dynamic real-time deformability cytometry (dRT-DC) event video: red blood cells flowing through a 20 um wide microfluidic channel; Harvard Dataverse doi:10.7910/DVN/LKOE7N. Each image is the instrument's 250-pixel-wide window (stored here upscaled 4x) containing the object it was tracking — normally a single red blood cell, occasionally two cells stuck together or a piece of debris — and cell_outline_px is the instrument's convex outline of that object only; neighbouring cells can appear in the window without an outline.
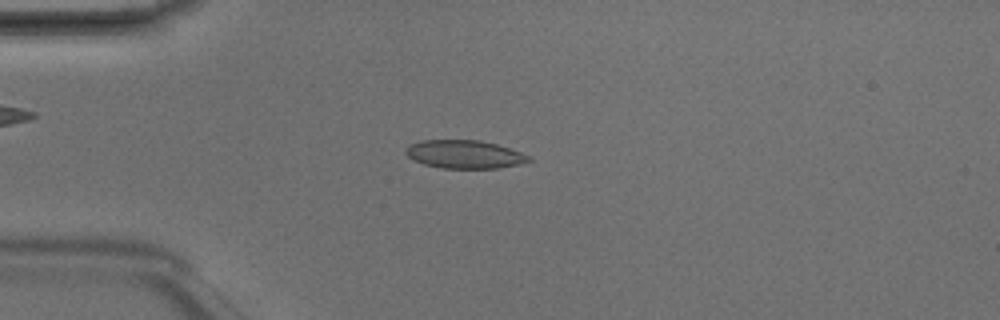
{"species": "Egyptian fruit bat (a non-hibernating species)", "species_latin": "Rousettus aegyptiacus", "temperature_condition": "room temperature", "stored_images_in_passage": 3, "camera_frame_rate_fps": 3000, "um_per_image_px": 0.085, "animal": {"sex": "male"}, "frame": {"image": 1, "passage_image": 3, "time_ms": 0.667, "image_size_px": [1000, 320], "cell_outline_px": [[532, 160], [520, 164], [496, 168], [440, 168], [424, 164], [408, 156], [404, 152], [408, 144], [420, 140], [480, 140], [496, 144], [532, 156]], "centroid_in_image_um": [39.48, 13.11], "position_along_channel_um": 45.5, "area_um2": 20.23}}